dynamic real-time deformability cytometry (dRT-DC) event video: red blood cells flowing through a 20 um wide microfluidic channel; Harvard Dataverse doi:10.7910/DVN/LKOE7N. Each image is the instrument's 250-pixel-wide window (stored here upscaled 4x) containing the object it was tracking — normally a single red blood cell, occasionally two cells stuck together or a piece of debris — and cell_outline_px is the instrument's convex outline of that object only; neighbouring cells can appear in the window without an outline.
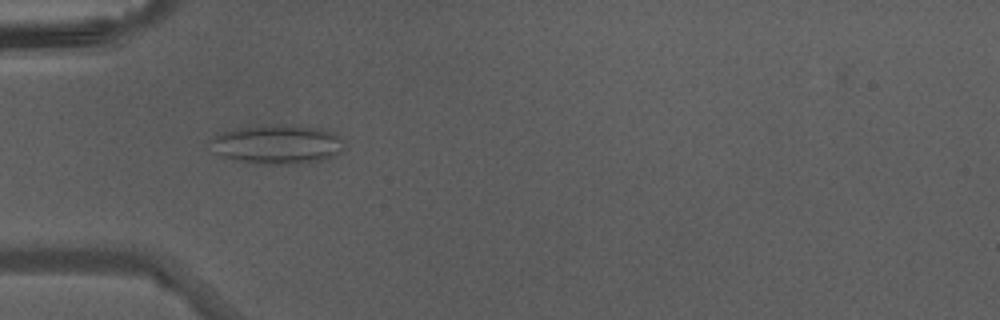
{"species": "Egyptian fruit bat (a non-hibernating species)", "species_latin": "Rousettus aegyptiacus", "temperature_condition": "warm", "stored_images_in_passage": 6, "camera_frame_rate_fps": 3000, "um_per_image_px": 0.085, "animal": {"sex": "male"}, "frame": {"image": 1, "passage_image": 3, "time_ms": 0.667, "image_size_px": [1000, 320], "cell_outline_px": [[344, 152], [308, 164], [252, 164], [220, 156], [216, 152], [208, 140], [220, 132], [236, 128], [280, 124], [320, 128], [332, 132], [340, 136], [344, 140]], "centroid_in_image_um": [23.59, 12.28], "position_along_channel_um": 61.4, "area_um2": 31.04}}